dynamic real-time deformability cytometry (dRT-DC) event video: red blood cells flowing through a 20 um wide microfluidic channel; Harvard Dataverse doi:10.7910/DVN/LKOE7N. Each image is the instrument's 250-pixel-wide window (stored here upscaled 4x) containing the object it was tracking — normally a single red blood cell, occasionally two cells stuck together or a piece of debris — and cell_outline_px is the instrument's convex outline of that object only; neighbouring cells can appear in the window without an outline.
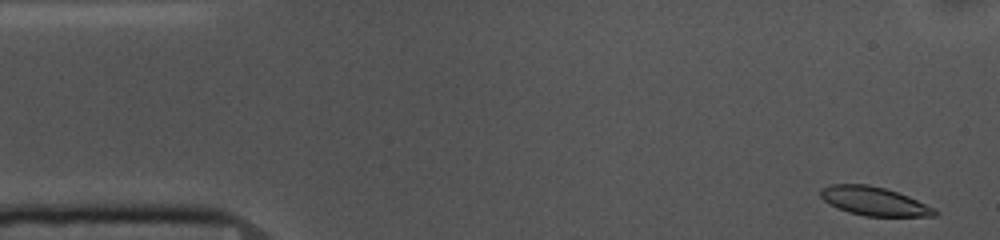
{"species": "common noctule bat (a hibernating species)", "species_latin": "Nyctalus noctula", "temperature_condition": "cold", "stored_images_in_passage": 52, "camera_frame_rate_fps": 3000, "um_per_image_px": 0.085, "animal": {"sex": "female", "body_mass_g": 10.0, "forearm_length_mm": 53.1}, "frame": {"image": 1, "passage_image": 1, "time_ms": 0.0, "image_size_px": [1000, 240], "cell_outline_px": [[936, 216], [864, 216], [848, 212], [836, 208], [824, 200], [820, 196], [820, 188], [832, 184], [868, 184], [884, 188], [908, 196], [936, 208]], "centroid_in_image_um": [74.27, 17.1], "position_along_channel_um": 10.7, "area_um2": 19.07}}
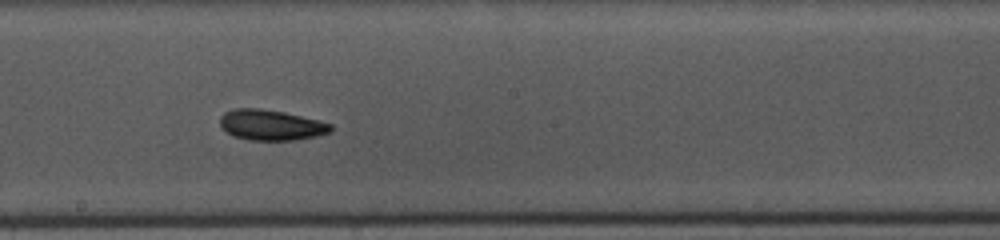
{"frame": {"image": 2, "passage_image": 27, "time_ms": 8.667, "image_size_px": [1000, 240], "cell_outline_px": [[332, 132], [316, 136], [296, 140], [248, 140], [232, 136], [220, 124], [220, 116], [224, 112], [232, 108], [260, 108], [284, 112], [332, 124]], "centroid_in_image_um": [23.02, 10.62], "position_along_channel_um": 225.2, "area_um2": 19.71}}
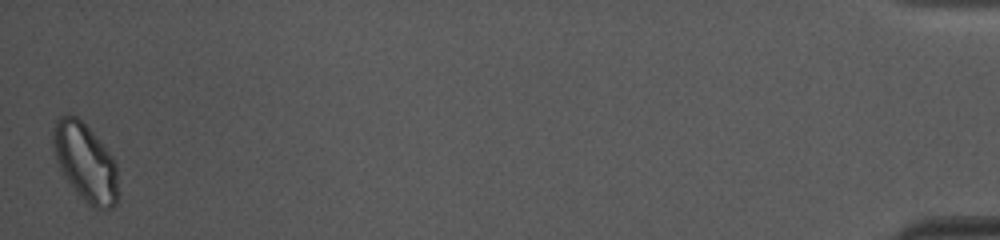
{"frame": {"image": 3, "passage_image": 52, "time_ms": 17.0, "image_size_px": [1000, 240], "cell_outline_px": [[116, 204], [108, 212], [92, 208], [76, 192], [60, 168], [56, 160], [52, 144], [52, 128], [56, 120], [60, 116], [68, 112], [76, 116], [92, 132], [112, 156], [116, 164]], "centroid_in_image_um": [7.22, 13.8], "position_along_channel_um": 428.0, "area_um2": 29.42}, "authors_computed_cell_mechanics": {"area_um2": 19.7387, "velocity_mm_per_s": 3.626, "shape_relaxation_time_tau1_ms": 2.8141, "shape_relaxation_time_tau2_ms": 3.2739, "deformation_change_tau1": 0.1052, "deformation_change_tau2": 0.0895}}